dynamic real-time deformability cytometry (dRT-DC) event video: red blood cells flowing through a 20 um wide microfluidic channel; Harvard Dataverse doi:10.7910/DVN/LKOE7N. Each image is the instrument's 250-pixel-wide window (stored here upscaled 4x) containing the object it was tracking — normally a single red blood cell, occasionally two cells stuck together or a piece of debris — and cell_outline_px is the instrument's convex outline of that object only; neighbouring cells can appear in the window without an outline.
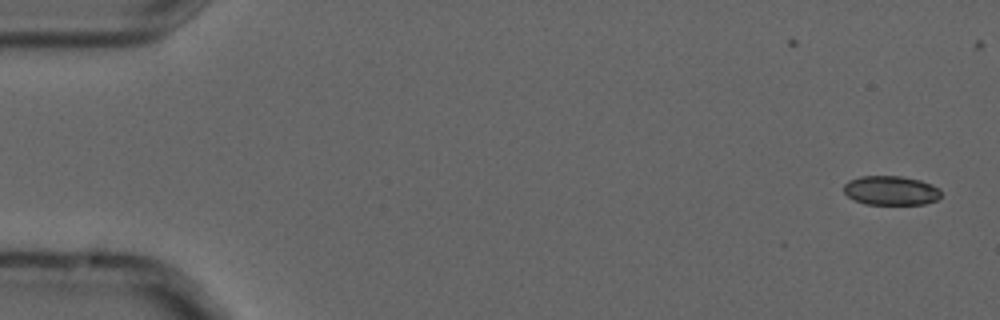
{"species": "common noctule bat (a hibernating species)", "species_latin": "Nyctalus noctula", "temperature_condition": "cold", "stored_images_in_passage": 2, "camera_frame_rate_fps": 3000, "um_per_image_px": 0.085, "animal": {"sex": "male", "forearm_length_mm": 52.5}, "frame": {"image": 1, "passage_image": 2, "time_ms": 0.333, "image_size_px": [1000, 320], "cell_outline_px": [[940, 196], [936, 200], [924, 204], [864, 204], [848, 196], [844, 192], [844, 184], [848, 180], [860, 176], [900, 176], [920, 180], [932, 184], [940, 188]], "centroid_in_image_um": [75.72, 16.18], "position_along_channel_um": 9.3, "area_um2": 16.59}}